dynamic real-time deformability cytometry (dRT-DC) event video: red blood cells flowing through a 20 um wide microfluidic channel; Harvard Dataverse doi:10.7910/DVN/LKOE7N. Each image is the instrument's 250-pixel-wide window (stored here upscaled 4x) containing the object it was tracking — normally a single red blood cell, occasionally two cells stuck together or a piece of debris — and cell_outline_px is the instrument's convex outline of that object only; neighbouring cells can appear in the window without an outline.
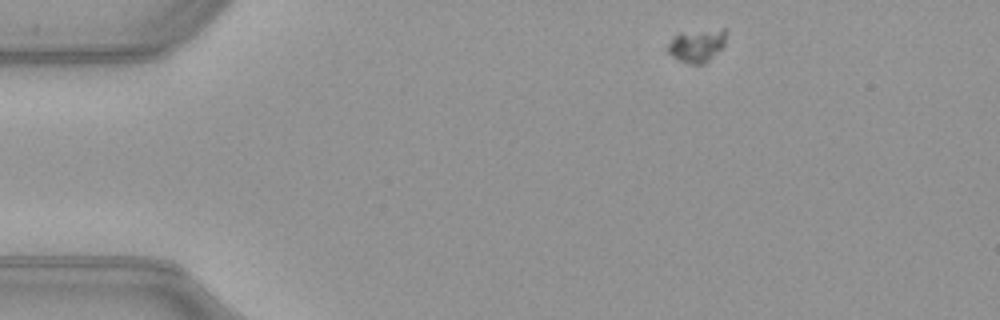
{"species": "common noctule bat (a hibernating species)", "species_latin": "Nyctalus noctula", "temperature_condition": "warm", "stored_images_in_passage": 46, "camera_frame_rate_fps": 3000, "um_per_image_px": 0.085, "animal": {"sex": "female", "body_mass_g": 21.9}, "frame": {"image": 1, "passage_image": 1, "time_ms": 0.0, "image_size_px": [1000, 320], "cell_outline_px": [[728, 32], [724, 44], [704, 64], [692, 64], [680, 60], [672, 56], [664, 48], [680, 32], [724, 28], [728, 28]], "centroid_in_image_um": [59.25, 3.83], "position_along_channel_um": 25.7, "area_um2": 11.21}}
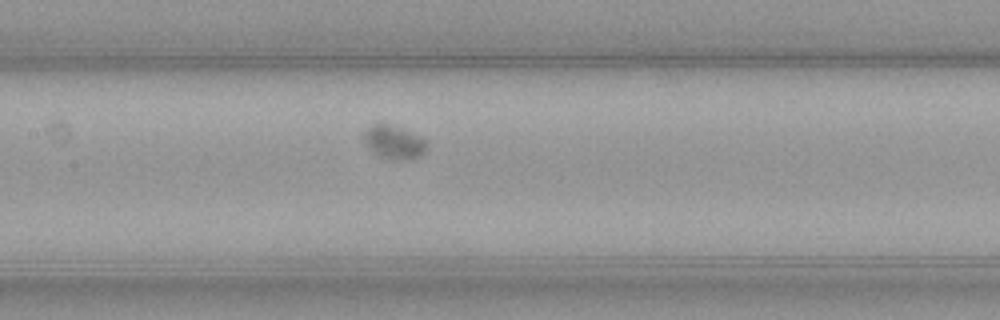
{"frame": {"image": 2, "passage_image": 18, "time_ms": 5.667, "image_size_px": [1000, 320], "cell_outline_px": [[428, 144], [424, 152], [420, 156], [412, 160], [388, 160], [380, 156], [364, 140], [364, 132], [372, 124], [392, 124], [428, 140]], "centroid_in_image_um": [33.56, 12.1], "position_along_channel_um": 173.8, "area_um2": 12.2}}
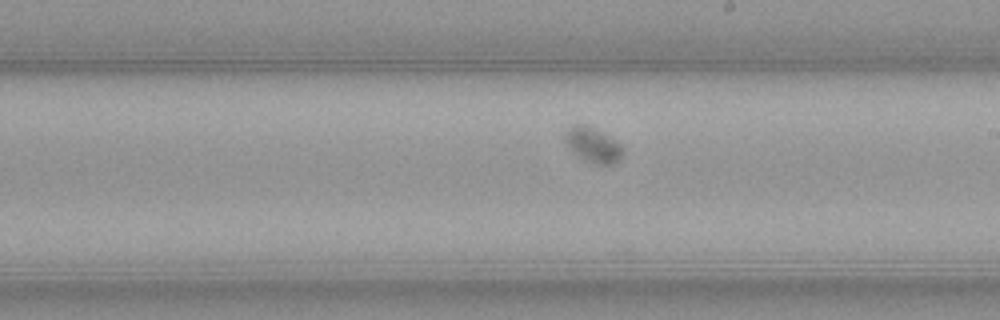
{"frame": {"image": 3, "passage_image": 23, "time_ms": 7.333, "image_size_px": [1000, 320], "cell_outline_px": [[624, 148], [620, 156], [612, 164], [596, 164], [572, 152], [564, 140], [564, 132], [572, 124], [584, 124], [608, 136], [620, 144]], "centroid_in_image_um": [50.35, 12.29], "position_along_channel_um": 238.7, "area_um2": 11.39}, "authors_computed_cell_mechanics": {"area_um2": 11.1554, "velocity_mm_per_s": 3.9009, "shape_relaxation_time_tau1_ms": 5.3731, "shape_relaxation_time_tau2_ms": null, "deformation_change_tau1": 0.0431, "deformation_change_tau2": null}}